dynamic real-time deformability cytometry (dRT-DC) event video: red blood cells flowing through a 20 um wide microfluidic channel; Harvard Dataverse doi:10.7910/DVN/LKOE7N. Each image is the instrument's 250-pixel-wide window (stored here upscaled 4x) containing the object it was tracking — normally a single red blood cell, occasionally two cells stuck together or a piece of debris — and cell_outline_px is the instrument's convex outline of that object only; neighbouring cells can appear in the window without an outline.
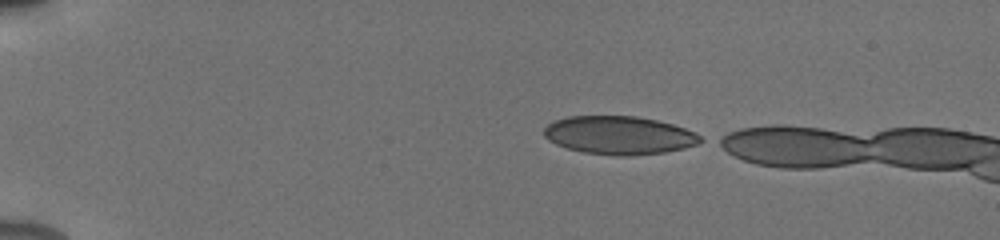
{"species": "human", "species_latin": "Homo sapiens", "temperature_condition": "cold", "stored_images_in_passage": 39, "camera_frame_rate_fps": 3000, "um_per_image_px": 0.085, "donor": {"sex": "male"}, "frame": {"image": 1, "passage_image": 1, "time_ms": 0.0, "image_size_px": [1000, 240], "cell_outline_px": [[704, 140], [696, 144], [684, 148], [664, 152], [632, 156], [620, 156], [584, 152], [568, 148], [556, 144], [548, 140], [544, 136], [544, 128], [552, 120], [568, 116], [636, 116], [656, 120], [672, 124], [696, 132], [704, 136]], "centroid_in_image_um": [52.63, 11.49], "position_along_channel_um": 32.4, "area_um2": 35.03}}
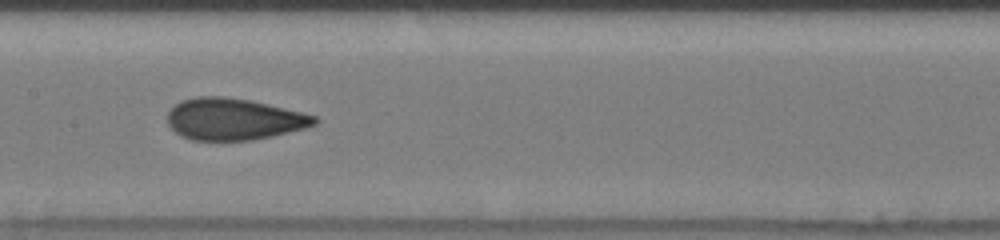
{"frame": {"image": 2, "passage_image": 19, "time_ms": 6.0, "image_size_px": [1000, 240], "cell_outline_px": [[320, 120], [316, 124], [304, 128], [272, 136], [252, 140], [192, 140], [180, 136], [168, 124], [168, 112], [180, 100], [196, 96], [224, 96], [248, 100], [268, 104], [316, 116]], "centroid_in_image_um": [19.85, 10.12], "position_along_channel_um": 187.5, "area_um2": 35.6}}
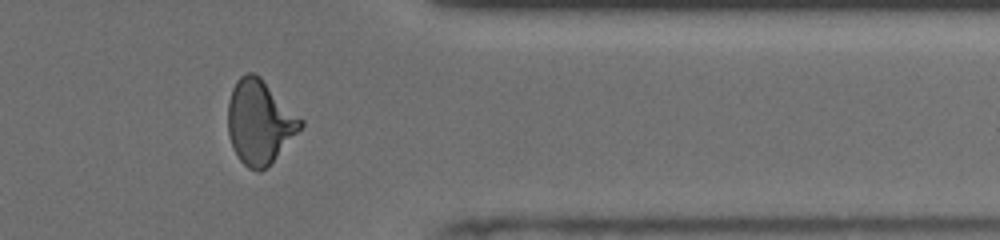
{"frame": {"image": 3, "passage_image": 35, "time_ms": 11.333, "image_size_px": [1000, 240], "cell_outline_px": [[304, 124], [272, 160], [260, 172], [256, 172], [248, 168], [240, 160], [232, 148], [228, 132], [228, 100], [232, 88], [236, 80], [244, 72], [252, 72], [260, 76], [304, 120]], "centroid_in_image_um": [22.03, 10.33], "position_along_channel_um": 389.4, "area_um2": 35.32}}